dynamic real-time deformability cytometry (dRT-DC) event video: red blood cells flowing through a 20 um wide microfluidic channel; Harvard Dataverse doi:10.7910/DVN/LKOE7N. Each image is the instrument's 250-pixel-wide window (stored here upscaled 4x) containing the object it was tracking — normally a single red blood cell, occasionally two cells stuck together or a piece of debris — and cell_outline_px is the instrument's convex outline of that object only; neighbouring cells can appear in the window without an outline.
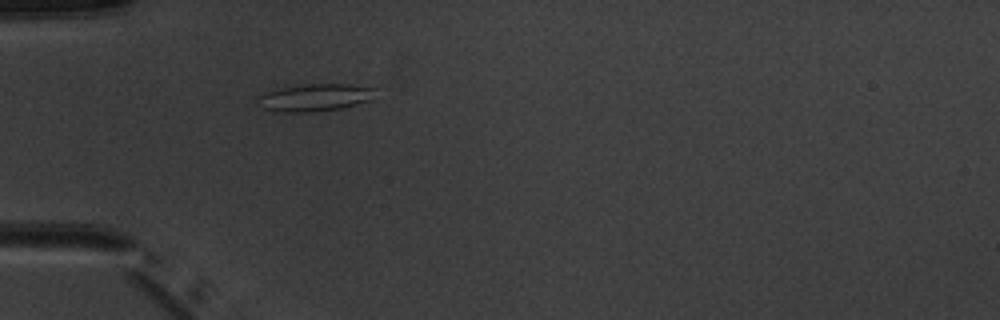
{"species": "common noctule bat (a hibernating species)", "species_latin": "Nyctalus noctula", "temperature_condition": "warm", "stored_images_in_passage": 5, "camera_frame_rate_fps": 3000, "um_per_image_px": 0.085, "animal": {"sex": "male", "body_mass_g": 20.1, "forearm_length_mm": 53.5}, "frame": {"image": 1, "passage_image": 5, "time_ms": 5.0, "image_size_px": [1000, 320], "cell_outline_px": [[376, 88], [368, 100], [356, 104], [340, 108], [316, 112], [272, 112], [260, 108], [256, 100], [260, 96], [268, 92], [280, 88], [308, 84], [348, 84]], "centroid_in_image_um": [26.68, 8.31], "position_along_channel_um": 58.3, "area_um2": 18.61}}